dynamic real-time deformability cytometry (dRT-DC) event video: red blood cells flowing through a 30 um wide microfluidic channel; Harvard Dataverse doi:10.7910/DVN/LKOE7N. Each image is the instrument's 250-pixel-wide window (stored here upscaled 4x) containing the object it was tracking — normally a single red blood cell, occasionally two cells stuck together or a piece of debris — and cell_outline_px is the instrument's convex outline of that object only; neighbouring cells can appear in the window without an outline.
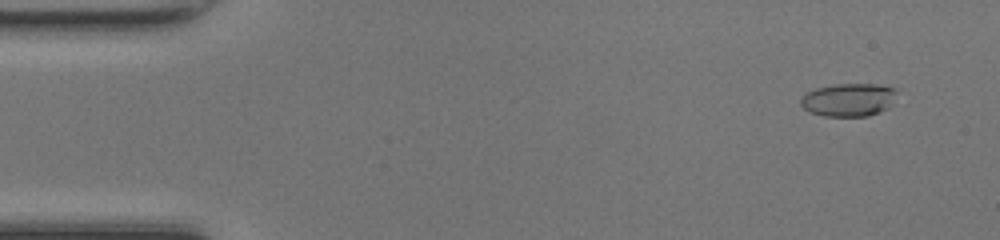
{"species": "common noctule bat (a hibernating species)", "species_latin": "Nyctalus noctula", "temperature_condition": "room temperature", "stored_images_in_passage": 50, "camera_frame_rate_fps": 3000, "um_per_image_px": 0.085, "animal": {"sex": "female", "body_mass_g": 17.0, "forearm_length_mm": 48.0}, "frame": {"image": 1, "passage_image": 4, "time_ms": 1.0, "image_size_px": [1000, 240], "cell_outline_px": [[896, 92], [888, 108], [868, 116], [824, 116], [808, 112], [800, 104], [800, 100], [808, 92], [816, 88], [836, 84], [872, 84], [892, 88]], "centroid_in_image_um": [72.08, 8.49], "position_along_channel_um": 12.9, "area_um2": 18.21}}
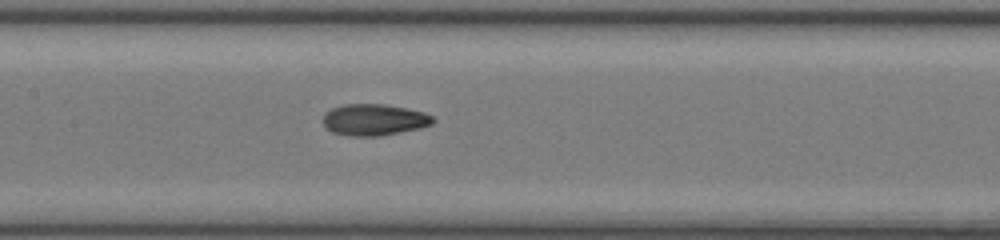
{"frame": {"image": 2, "passage_image": 24, "time_ms": 7.667, "image_size_px": [1000, 240], "cell_outline_px": [[436, 120], [432, 124], [420, 128], [380, 136], [348, 136], [332, 132], [324, 124], [324, 112], [332, 108], [344, 104], [384, 104], [408, 108], [424, 112], [432, 116]], "centroid_in_image_um": [31.82, 10.17], "position_along_channel_um": 175.6, "area_um2": 20.23}}
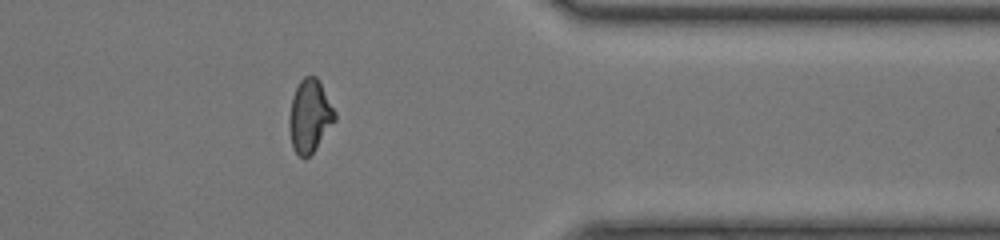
{"frame": {"image": 3, "passage_image": 40, "time_ms": 13.0, "image_size_px": [1000, 240], "cell_outline_px": [[336, 120], [316, 148], [304, 160], [292, 148], [288, 128], [288, 120], [292, 96], [300, 80], [304, 76], [316, 76], [320, 80], [336, 112]], "centroid_in_image_um": [26.32, 9.85], "position_along_channel_um": 385.1, "area_um2": 19.65}, "authors_computed_cell_mechanics": {"area_um2": 19.4208, "velocity_mm_per_s": 4.2479, "shape_relaxation_time_tau1_ms": null, "shape_relaxation_time_tau2_ms": 1.8106, "deformation_change_tau1": null, "deformation_change_tau2": 0.0807}}